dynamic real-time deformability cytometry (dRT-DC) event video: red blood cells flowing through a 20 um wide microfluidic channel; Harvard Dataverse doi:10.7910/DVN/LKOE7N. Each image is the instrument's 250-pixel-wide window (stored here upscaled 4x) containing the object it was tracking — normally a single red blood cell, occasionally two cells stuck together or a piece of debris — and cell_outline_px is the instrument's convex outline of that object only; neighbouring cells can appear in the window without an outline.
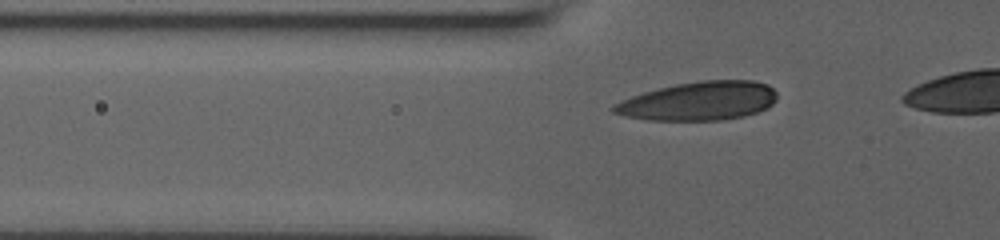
{"species": "human", "species_latin": "Homo sapiens", "temperature_condition": "room temperature", "stored_images_in_passage": 43, "camera_frame_rate_fps": 3000, "um_per_image_px": 0.085, "donor": {"sex": "male"}, "frame": {"image": 1, "passage_image": 4, "time_ms": 1.0, "image_size_px": [1000, 240], "cell_outline_px": [[776, 100], [768, 108], [744, 116], [720, 120], [648, 120], [624, 116], [612, 112], [612, 104], [632, 96], [644, 92], [676, 84], [700, 80], [752, 80], [768, 84], [776, 92]], "centroid_in_image_um": [59.41, 8.58], "position_along_channel_um": 66.4, "area_um2": 36.88}}
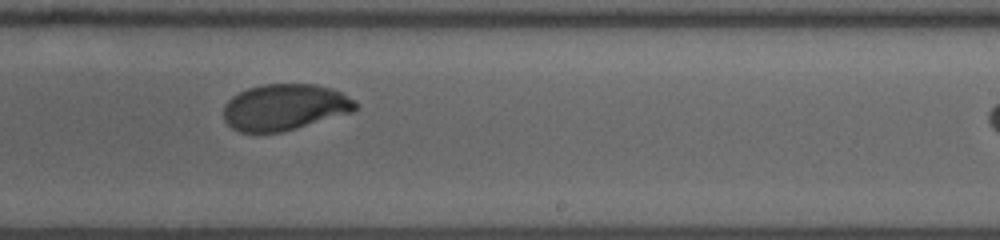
{"frame": {"image": 2, "passage_image": 26, "time_ms": 6.333, "image_size_px": [1000, 240], "cell_outline_px": [[356, 108], [352, 112], [280, 132], [240, 132], [232, 128], [224, 120], [224, 104], [232, 96], [248, 88], [264, 84], [316, 84], [332, 88], [356, 100]], "centroid_in_image_um": [24.18, 9.1], "position_along_channel_um": 264.8, "area_um2": 35.32}}
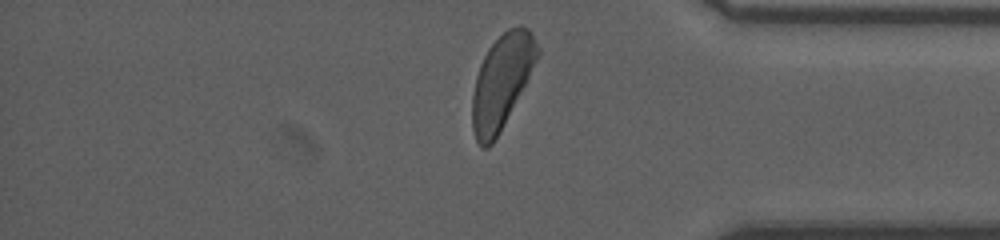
{"frame": {"image": 3, "passage_image": 41, "time_ms": 10.0, "image_size_px": [1000, 240], "cell_outline_px": [[540, 56], [492, 144], [488, 148], [484, 148], [476, 140], [472, 128], [472, 96], [476, 76], [480, 64], [488, 48], [508, 28], [520, 24], [528, 28], [540, 48]], "centroid_in_image_um": [42.65, 6.88], "position_along_channel_um": 392.6, "area_um2": 35.08}, "authors_computed_cell_mechanics": {"area_um2": 36.4718, "velocity_mm_per_s": 3.8251, "shape_relaxation_time_tau1_ms": 2.5283, "shape_relaxation_time_tau2_ms": 1.6053, "deformation_change_tau1": 0.1261, "deformation_change_tau2": 0.0551}}